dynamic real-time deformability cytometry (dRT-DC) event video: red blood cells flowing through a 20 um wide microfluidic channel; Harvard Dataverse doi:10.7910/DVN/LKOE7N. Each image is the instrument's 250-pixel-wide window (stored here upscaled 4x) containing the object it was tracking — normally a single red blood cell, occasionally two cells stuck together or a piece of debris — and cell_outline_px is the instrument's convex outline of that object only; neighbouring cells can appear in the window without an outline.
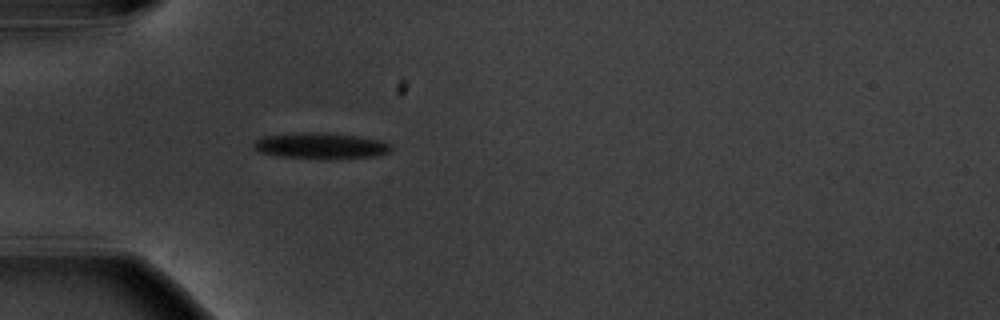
{"species": "common noctule bat (a hibernating species)", "species_latin": "Nyctalus noctula", "temperature_condition": "warm", "stored_images_in_passage": 4, "camera_frame_rate_fps": 3000, "um_per_image_px": 0.085, "animal": {"sex": "male", "body_mass_g": 20.1, "forearm_length_mm": 53.5}, "frame": {"image": 1, "passage_image": 4, "time_ms": 3.333, "image_size_px": [1000, 320], "cell_outline_px": [[392, 148], [388, 152], [380, 156], [336, 160], [320, 160], [280, 156], [260, 152], [252, 148], [252, 144], [256, 140], [264, 136], [308, 132], [328, 132], [356, 136], [380, 140], [392, 144]], "centroid_in_image_um": [27.31, 12.42], "position_along_channel_um": 57.7, "area_um2": 21.44}}